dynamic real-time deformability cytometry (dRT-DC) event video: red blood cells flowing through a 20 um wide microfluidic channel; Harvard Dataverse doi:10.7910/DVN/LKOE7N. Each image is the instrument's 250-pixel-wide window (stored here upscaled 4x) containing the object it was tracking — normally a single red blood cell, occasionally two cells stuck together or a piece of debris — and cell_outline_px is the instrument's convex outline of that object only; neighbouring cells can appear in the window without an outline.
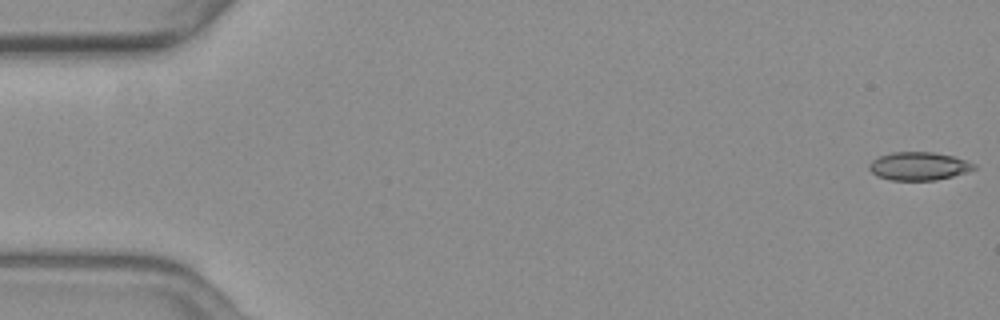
{"species": "common noctule bat (a hibernating species)", "species_latin": "Nyctalus noctula", "temperature_condition": "warm", "stored_images_in_passage": 56, "camera_frame_rate_fps": 3000, "um_per_image_px": 0.085, "animal": {"sex": "female", "body_mass_g": 19.3, "forearm_length_mm": 54.1}, "frame": {"image": 1, "passage_image": 1, "time_ms": 0.0, "image_size_px": [1000, 320], "cell_outline_px": [[976, 168], [952, 176], [936, 180], [892, 180], [876, 176], [868, 168], [868, 164], [872, 160], [880, 156], [892, 152], [936, 152], [952, 156], [976, 164]], "centroid_in_image_um": [78.06, 14.12], "position_along_channel_um": 6.9, "area_um2": 17.11}}
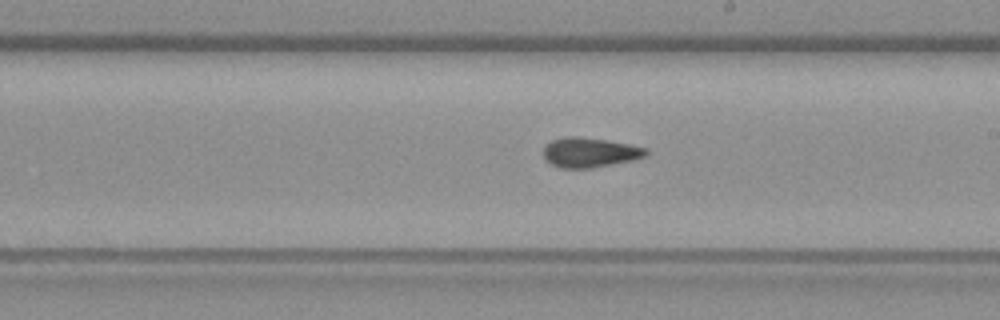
{"frame": {"image": 2, "passage_image": 32, "time_ms": 10.333, "image_size_px": [1000, 320], "cell_outline_px": [[648, 152], [644, 156], [632, 160], [592, 168], [560, 168], [544, 160], [544, 144], [552, 140], [564, 136], [576, 136], [608, 140], [648, 148]], "centroid_in_image_um": [50.09, 12.95], "position_along_channel_um": 238.9, "area_um2": 17.86}}
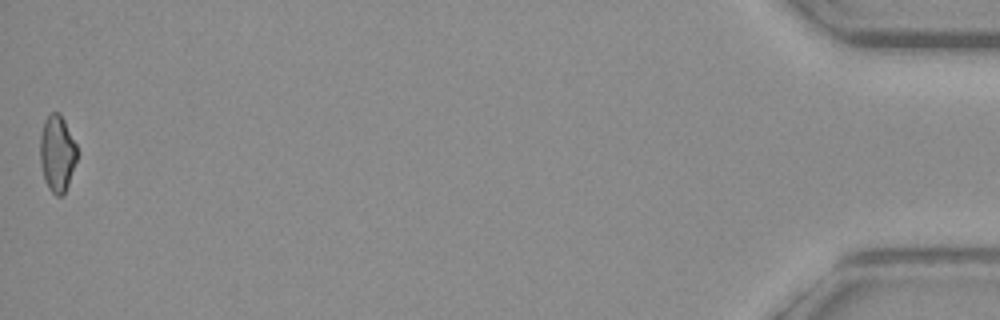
{"frame": {"image": 3, "passage_image": 56, "time_ms": 18.333, "image_size_px": [1000, 320], "cell_outline_px": [[76, 160], [64, 196], [56, 196], [48, 188], [44, 180], [40, 164], [40, 136], [44, 120], [52, 112], [60, 112], [76, 144]], "centroid_in_image_um": [4.84, 13.06], "position_along_channel_um": 430.4, "area_um2": 16.47}, "authors_computed_cell_mechanics": {"area_um2": 17.4845, "velocity_mm_per_s": 3.6785, "shape_relaxation_time_tau1_ms": null, "shape_relaxation_time_tau2_ms": 2.6885, "deformation_change_tau1": null, "deformation_change_tau2": 0.0923}}